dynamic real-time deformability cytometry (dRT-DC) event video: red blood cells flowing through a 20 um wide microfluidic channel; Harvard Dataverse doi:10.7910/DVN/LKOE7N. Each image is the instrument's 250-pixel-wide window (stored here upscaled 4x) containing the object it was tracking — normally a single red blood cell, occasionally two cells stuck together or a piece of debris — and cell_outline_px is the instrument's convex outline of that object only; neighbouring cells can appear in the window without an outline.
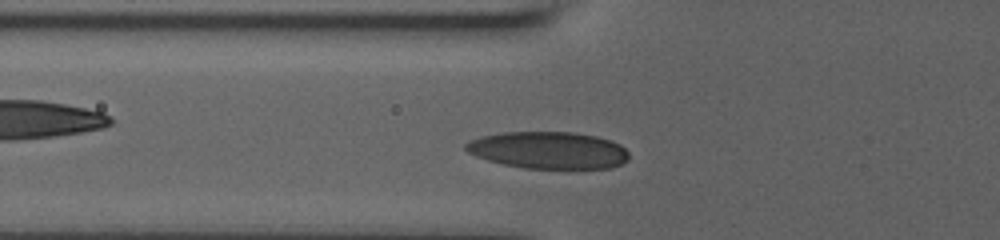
{"species": "human", "species_latin": "Homo sapiens", "temperature_condition": "room temperature", "stored_images_in_passage": 39, "camera_frame_rate_fps": 3000, "um_per_image_px": 0.085, "donor": {"sex": "male"}, "frame": {"image": 1, "passage_image": 7, "time_ms": 2.0, "image_size_px": [1000, 240], "cell_outline_px": [[628, 160], [624, 164], [612, 168], [524, 168], [504, 164], [488, 160], [476, 156], [468, 152], [464, 148], [464, 144], [468, 140], [480, 136], [504, 132], [576, 132], [596, 136], [612, 140], [620, 144], [628, 152]], "centroid_in_image_um": [46.63, 12.76], "position_along_channel_um": 79.2, "area_um2": 35.49}}
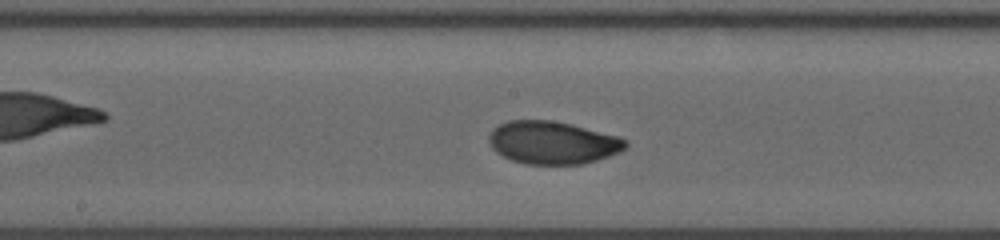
{"frame": {"image": 2, "passage_image": 17, "time_ms": 5.333, "image_size_px": [1000, 240], "cell_outline_px": [[628, 144], [620, 152], [584, 164], [524, 164], [512, 160], [496, 152], [492, 148], [488, 140], [488, 136], [492, 128], [508, 120], [552, 120], [572, 124], [616, 136], [628, 140]], "centroid_in_image_um": [46.94, 12.12], "position_along_channel_um": 201.3, "area_um2": 34.1}}
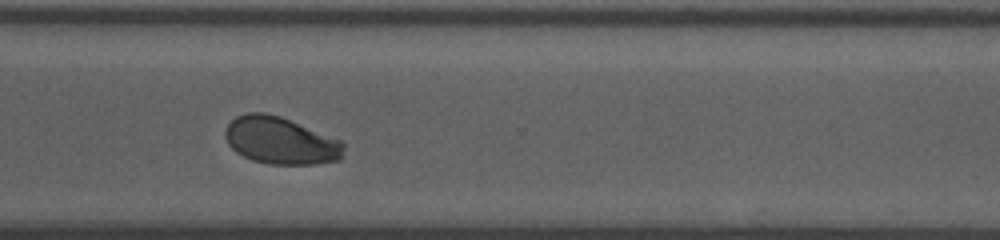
{"frame": {"image": 3, "passage_image": 29, "time_ms": 9.333, "image_size_px": [1000, 240], "cell_outline_px": [[344, 156], [340, 160], [312, 164], [268, 164], [252, 160], [236, 152], [228, 144], [224, 136], [224, 128], [236, 116], [248, 112], [264, 112], [280, 116], [340, 140], [344, 144]], "centroid_in_image_um": [23.83, 11.95], "position_along_channel_um": 346.8, "area_um2": 32.66}, "authors_computed_cell_mechanics": {"area_um2": 33.3506, "velocity_mm_per_s": 3.6461, "shape_relaxation_time_tau1_ms": 3.9945, "shape_relaxation_time_tau2_ms": 1.0637, "deformation_change_tau1": 0.1566, "deformation_change_tau2": 0.0435}}